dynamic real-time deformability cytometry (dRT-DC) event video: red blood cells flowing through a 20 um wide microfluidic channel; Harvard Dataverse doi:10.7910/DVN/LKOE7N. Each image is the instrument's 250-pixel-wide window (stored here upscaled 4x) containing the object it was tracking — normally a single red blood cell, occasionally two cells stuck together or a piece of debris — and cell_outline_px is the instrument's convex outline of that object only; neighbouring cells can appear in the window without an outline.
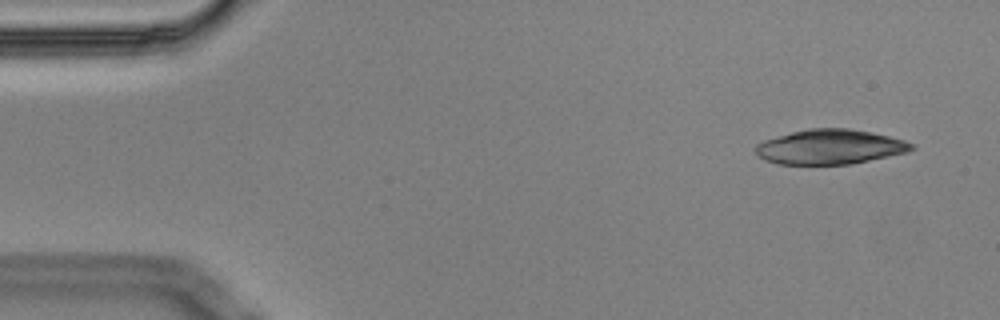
{"species": "Egyptian fruit bat (a non-hibernating species)", "species_latin": "Rousettus aegyptiacus", "temperature_condition": "cold", "stored_images_in_passage": 4, "camera_frame_rate_fps": 3000, "um_per_image_px": 0.085, "animal": {"sex": "male"}, "frame": {"image": 1, "passage_image": 1, "time_ms": 0.0, "image_size_px": [1000, 320], "cell_outline_px": [[916, 148], [908, 152], [852, 164], [776, 164], [764, 160], [756, 152], [756, 144], [764, 140], [792, 132], [808, 128], [848, 128], [888, 136], [904, 140], [916, 144]], "centroid_in_image_um": [70.57, 12.49], "position_along_channel_um": 14.4, "area_um2": 31.56}}